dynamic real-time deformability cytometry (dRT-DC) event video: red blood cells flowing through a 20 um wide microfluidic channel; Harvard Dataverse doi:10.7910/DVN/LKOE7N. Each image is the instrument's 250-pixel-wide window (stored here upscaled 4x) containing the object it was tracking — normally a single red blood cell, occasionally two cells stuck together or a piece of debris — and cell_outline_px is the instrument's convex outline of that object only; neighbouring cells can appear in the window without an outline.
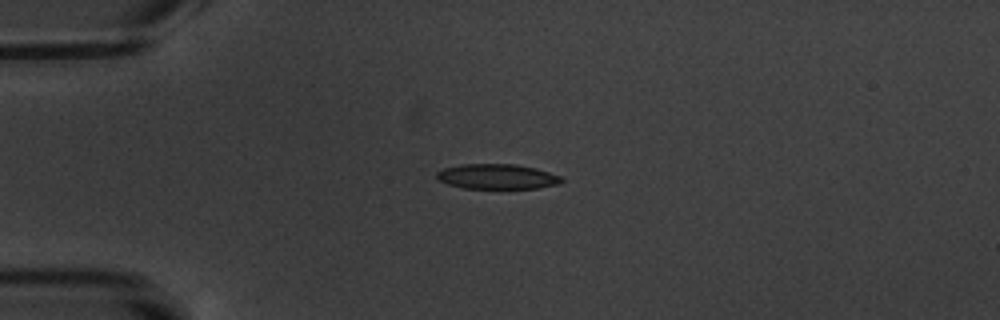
{"species": "common noctule bat (a hibernating species)", "species_latin": "Nyctalus noctula", "temperature_condition": "warm", "stored_images_in_passage": 5, "camera_frame_rate_fps": 3000, "um_per_image_px": 0.085, "animal": {"sex": "male", "body_mass_g": 20.1, "forearm_length_mm": 53.5}, "frame": {"image": 1, "passage_image": 4, "time_ms": 3.667, "image_size_px": [1000, 320], "cell_outline_px": [[564, 180], [560, 184], [536, 188], [464, 188], [448, 184], [440, 180], [436, 176], [436, 172], [444, 168], [460, 164], [516, 164], [536, 168], [560, 176]], "centroid_in_image_um": [42.26, 15.0], "position_along_channel_um": 42.7, "area_um2": 18.15}}